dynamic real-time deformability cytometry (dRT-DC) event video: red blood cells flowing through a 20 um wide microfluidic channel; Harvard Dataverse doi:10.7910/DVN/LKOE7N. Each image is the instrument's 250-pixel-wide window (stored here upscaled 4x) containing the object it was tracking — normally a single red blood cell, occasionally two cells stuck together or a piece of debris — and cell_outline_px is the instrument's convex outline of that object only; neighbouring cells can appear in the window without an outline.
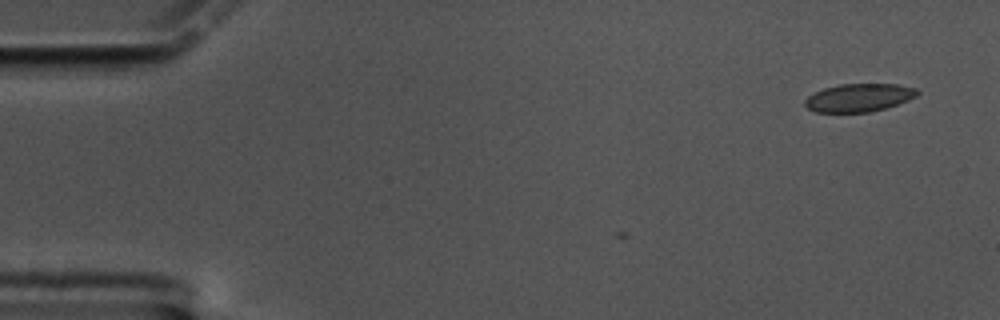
{"species": "common noctule bat (a hibernating species)", "species_latin": "Nyctalus noctula", "temperature_condition": "cold", "stored_images_in_passage": 5, "camera_frame_rate_fps": 3000, "um_per_image_px": 0.085, "animal": {"sex": "male", "body_mass_g": 17.5, "forearm_length_mm": 52.3}, "frame": {"image": 1, "passage_image": 5, "time_ms": 1.333, "image_size_px": [1000, 320], "cell_outline_px": [[920, 92], [916, 96], [908, 100], [872, 112], [816, 112], [808, 108], [804, 104], [804, 100], [808, 96], [824, 88], [840, 84], [896, 84], [916, 88]], "centroid_in_image_um": [73.01, 8.3], "position_along_channel_um": 12.0, "area_um2": 18.26}}